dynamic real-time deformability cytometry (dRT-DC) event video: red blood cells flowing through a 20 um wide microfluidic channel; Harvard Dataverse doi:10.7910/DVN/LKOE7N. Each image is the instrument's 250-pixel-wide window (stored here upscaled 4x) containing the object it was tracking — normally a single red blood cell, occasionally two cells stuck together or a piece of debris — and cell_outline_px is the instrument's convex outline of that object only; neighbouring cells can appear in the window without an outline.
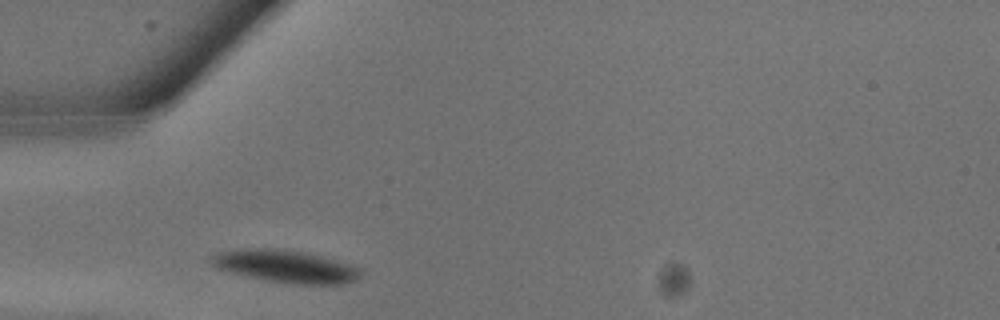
{"species": "common noctule bat (a hibernating species)", "species_latin": "Nyctalus noctula", "temperature_condition": "warm", "stored_images_in_passage": 9, "camera_frame_rate_fps": 3000, "um_per_image_px": 0.085, "animal": {"sex": "male", "body_mass_g": 13.3}, "frame": {"image": 1, "passage_image": 1, "time_ms": 0.0, "image_size_px": [1000, 320], "cell_outline_px": [[360, 276], [356, 280], [344, 284], [296, 284], [272, 280], [232, 272], [216, 268], [208, 260], [212, 256], [220, 252], [244, 248], [276, 248], [304, 252], [352, 264], [360, 268]], "centroid_in_image_um": [24.31, 22.62], "position_along_channel_um": 60.7, "area_um2": 27.86}}
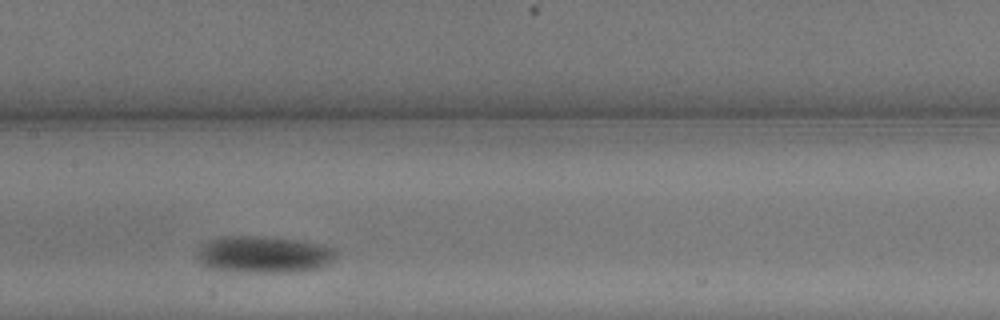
{"frame": {"image": 2, "passage_image": 6, "time_ms": 1.667, "image_size_px": [1000, 320], "cell_outline_px": [[336, 256], [328, 264], [320, 268], [296, 272], [248, 272], [212, 268], [200, 264], [196, 256], [200, 244], [208, 240], [220, 236], [264, 236], [320, 244], [336, 248]], "centroid_in_image_um": [22.39, 21.63], "position_along_channel_um": 185.0, "area_um2": 29.94}}
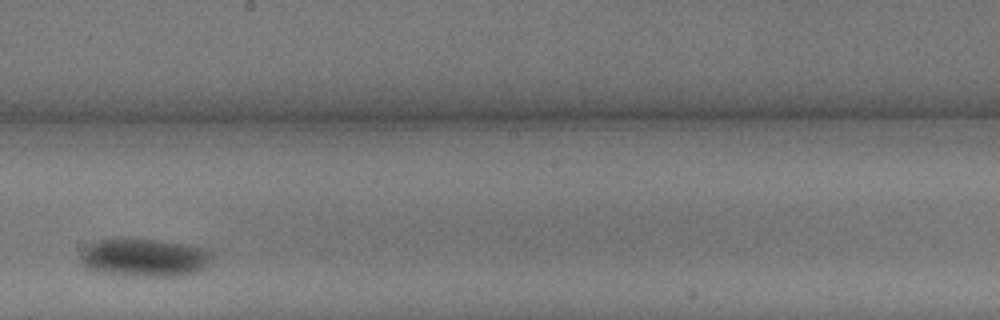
{"frame": {"image": 3, "passage_image": 8, "time_ms": 2.333, "image_size_px": [1000, 320], "cell_outline_px": [[212, 260], [204, 272], [176, 276], [132, 276], [104, 272], [88, 268], [80, 264], [80, 252], [88, 244], [100, 240], [152, 240], [188, 244], [212, 252]], "centroid_in_image_um": [12.33, 21.93], "position_along_channel_um": 235.9, "area_um2": 29.13}}